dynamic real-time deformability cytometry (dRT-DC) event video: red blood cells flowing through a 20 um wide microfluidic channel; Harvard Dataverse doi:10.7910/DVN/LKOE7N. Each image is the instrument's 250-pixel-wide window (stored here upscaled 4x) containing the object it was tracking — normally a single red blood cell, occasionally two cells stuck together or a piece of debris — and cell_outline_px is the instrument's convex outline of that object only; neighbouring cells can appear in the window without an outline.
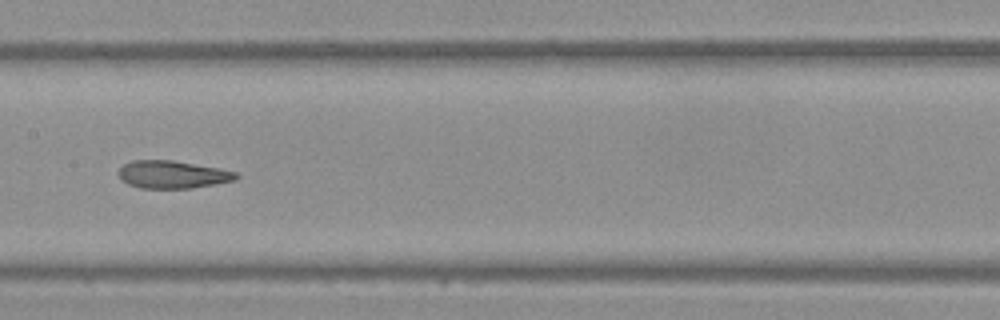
{"species": "Egyptian fruit bat (a non-hibernating species)", "species_latin": "Rousettus aegyptiacus", "temperature_condition": "warm", "stored_images_in_passage": 37, "camera_frame_rate_fps": 3000, "um_per_image_px": 0.085, "frame": {"image": 1, "passage_image": 11, "time_ms": 3.333, "image_size_px": [1000, 320], "cell_outline_px": [[240, 176], [236, 180], [216, 184], [192, 188], [140, 188], [128, 184], [120, 180], [116, 172], [124, 164], [132, 160], [172, 160], [220, 168], [236, 172]], "centroid_in_image_um": [14.65, 14.83], "position_along_channel_um": 192.7, "area_um2": 19.19}, "authors_computed_cell_mechanics": {"area_um2": 19.5364, "velocity_mm_per_s": 3.8238, "shape_relaxation_time_tau1_ms": null, "shape_relaxation_time_tau2_ms": 2.0759, "deformation_change_tau1": null, "deformation_change_tau2": 0.0916}}